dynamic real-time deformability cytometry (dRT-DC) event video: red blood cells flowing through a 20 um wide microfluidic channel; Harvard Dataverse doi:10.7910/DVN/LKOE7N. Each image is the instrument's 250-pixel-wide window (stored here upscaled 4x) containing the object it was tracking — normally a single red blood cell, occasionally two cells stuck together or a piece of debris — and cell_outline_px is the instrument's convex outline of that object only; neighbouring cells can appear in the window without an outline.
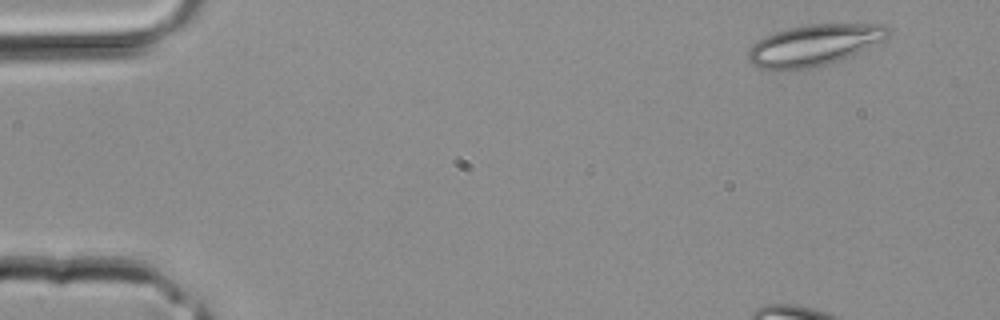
{"species": "common noctule bat (a hibernating species)", "species_latin": "Nyctalus noctula", "temperature_condition": "room temperature", "stored_images_in_passage": 3, "camera_frame_rate_fps": 3000, "um_per_image_px": 0.085, "animal": {"sex": "male", "body_mass_g": 20.4}, "frame": {"image": 1, "passage_image": 1, "time_ms": 0.0, "image_size_px": [1000, 320], "cell_outline_px": [[892, 28], [888, 36], [884, 40], [856, 52], [836, 60], [812, 68], [788, 72], [760, 68], [752, 64], [748, 60], [748, 48], [760, 40], [776, 32], [788, 28], [808, 24], [884, 24]], "centroid_in_image_um": [69.17, 3.84], "position_along_channel_um": 15.8, "area_um2": 33.41}}